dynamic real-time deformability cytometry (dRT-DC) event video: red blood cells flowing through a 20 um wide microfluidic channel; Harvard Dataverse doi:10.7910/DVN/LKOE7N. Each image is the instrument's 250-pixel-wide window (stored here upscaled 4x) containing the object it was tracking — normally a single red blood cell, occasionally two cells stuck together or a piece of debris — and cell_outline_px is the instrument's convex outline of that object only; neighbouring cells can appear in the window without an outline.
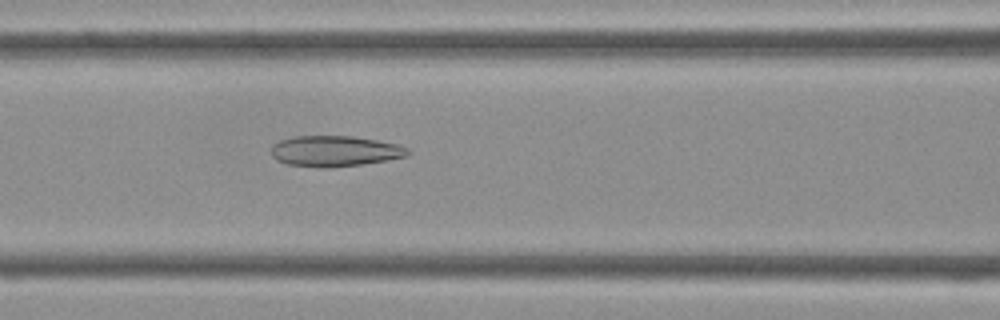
{"species": "Egyptian fruit bat (a non-hibernating species)", "species_latin": "Rousettus aegyptiacus", "temperature_condition": "cold", "stored_images_in_passage": 43, "camera_frame_rate_fps": 3000, "um_per_image_px": 0.085, "frame": {"image": 1, "passage_image": 18, "time_ms": 5.667, "image_size_px": [1000, 320], "cell_outline_px": [[412, 152], [408, 156], [388, 160], [360, 164], [324, 168], [320, 168], [288, 164], [276, 160], [272, 156], [272, 144], [280, 140], [292, 136], [352, 136], [376, 140], [396, 144], [408, 148]], "centroid_in_image_um": [28.46, 12.84], "position_along_channel_um": 138.1, "area_um2": 24.51}}
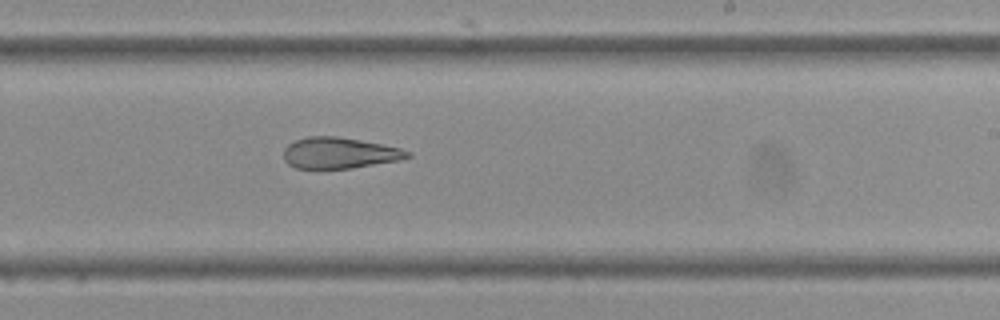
{"frame": {"image": 2, "passage_image": 26, "time_ms": 8.333, "image_size_px": [1000, 320], "cell_outline_px": [[412, 156], [400, 160], [352, 168], [296, 168], [288, 164], [284, 160], [284, 148], [288, 144], [296, 140], [308, 136], [336, 136], [360, 140], [400, 148], [412, 152]], "centroid_in_image_um": [28.85, 13.0], "position_along_channel_um": 260.1, "area_um2": 22.37}}
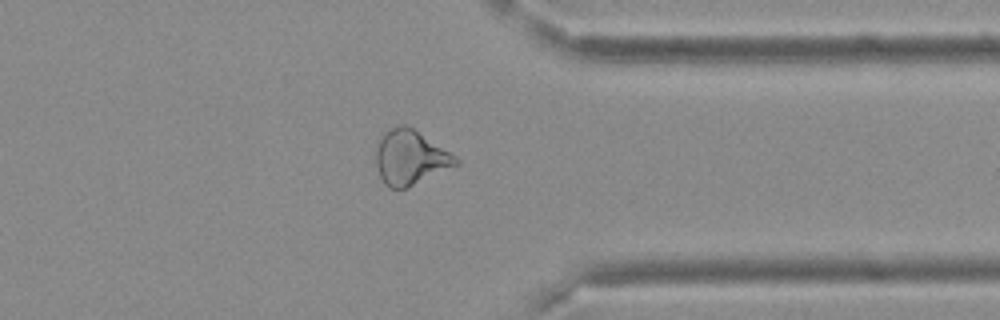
{"frame": {"image": 3, "passage_image": 34, "time_ms": 11.0, "image_size_px": [1000, 320], "cell_outline_px": [[460, 164], [404, 188], [392, 188], [384, 184], [380, 176], [376, 164], [376, 140], [388, 128], [396, 124], [404, 124], [412, 128], [456, 156], [460, 160]], "centroid_in_image_um": [34.83, 13.35], "position_along_channel_um": 376.6, "area_um2": 25.32}}